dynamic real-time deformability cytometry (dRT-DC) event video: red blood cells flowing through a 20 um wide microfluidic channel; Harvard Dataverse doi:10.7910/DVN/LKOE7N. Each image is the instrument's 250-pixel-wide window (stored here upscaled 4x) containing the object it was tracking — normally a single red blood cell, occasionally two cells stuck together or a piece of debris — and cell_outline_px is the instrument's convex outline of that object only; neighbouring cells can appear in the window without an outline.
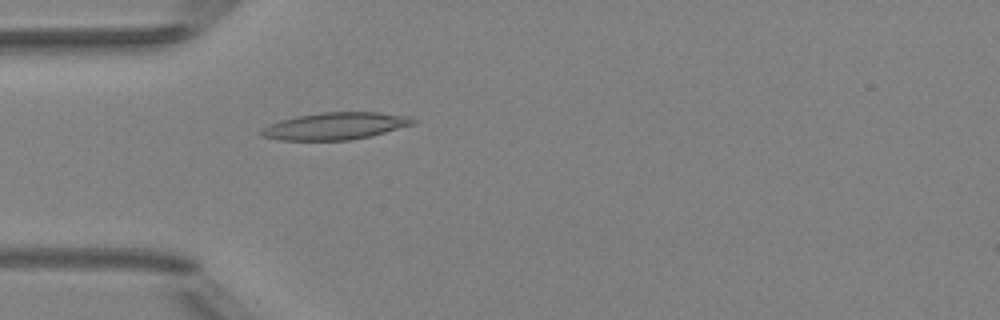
{"species": "Egyptian fruit bat (a non-hibernating species)", "species_latin": "Rousettus aegyptiacus", "temperature_condition": "room temperature", "stored_images_in_passage": 2, "camera_frame_rate_fps": 3000, "um_per_image_px": 0.085, "animal": {"sex": "female"}, "frame": {"image": 1, "passage_image": 2, "time_ms": 1.0, "image_size_px": [1000, 320], "cell_outline_px": [[420, 120], [416, 124], [372, 136], [348, 140], [280, 140], [260, 136], [260, 132], [268, 124], [280, 120], [296, 116], [320, 112], [380, 112], [408, 116]], "centroid_in_image_um": [28.55, 10.7], "position_along_channel_um": 56.4, "area_um2": 24.28}}